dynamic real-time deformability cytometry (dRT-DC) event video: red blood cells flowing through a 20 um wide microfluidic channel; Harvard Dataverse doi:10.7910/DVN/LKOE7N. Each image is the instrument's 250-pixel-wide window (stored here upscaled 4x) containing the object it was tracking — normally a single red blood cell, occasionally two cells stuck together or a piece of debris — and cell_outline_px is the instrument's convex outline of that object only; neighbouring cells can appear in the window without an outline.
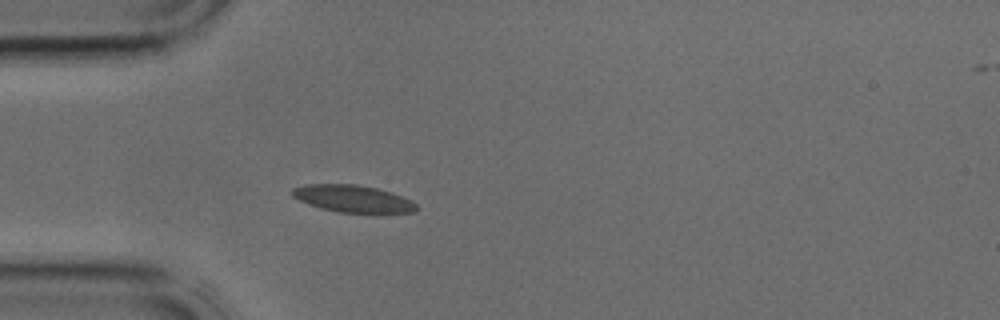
{"species": "common noctule bat (a hibernating species)", "species_latin": "Nyctalus noctula", "temperature_condition": "cold", "stored_images_in_passage": 2, "camera_frame_rate_fps": 3000, "um_per_image_px": 0.085, "animal": {"sex": "male", "body_mass_g": 17.9, "forearm_length_mm": 54.2}, "frame": {"image": 1, "passage_image": 2, "time_ms": 0.333, "image_size_px": [1000, 320], "cell_outline_px": [[416, 208], [412, 212], [380, 216], [340, 212], [320, 208], [308, 204], [292, 196], [292, 188], [308, 184], [356, 184], [376, 188], [392, 192], [416, 204]], "centroid_in_image_um": [30.04, 16.94], "position_along_channel_um": 55.0, "area_um2": 20.23}}